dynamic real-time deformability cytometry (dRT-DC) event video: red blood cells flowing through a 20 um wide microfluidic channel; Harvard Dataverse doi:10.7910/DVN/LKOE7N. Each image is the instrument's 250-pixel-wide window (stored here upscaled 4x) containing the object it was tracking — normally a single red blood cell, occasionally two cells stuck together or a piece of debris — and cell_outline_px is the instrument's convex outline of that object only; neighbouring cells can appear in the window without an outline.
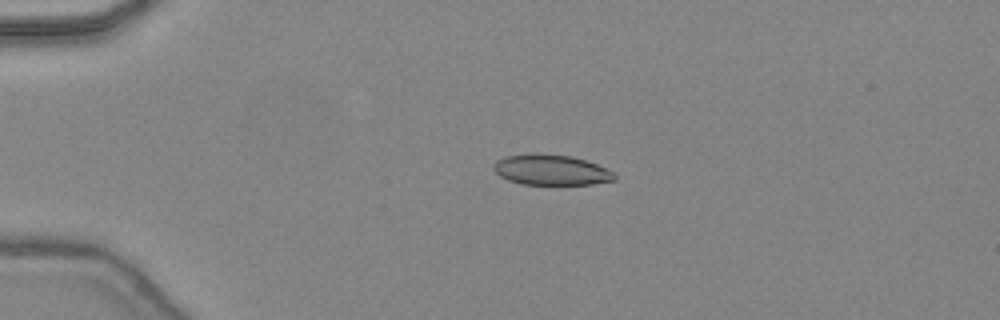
{"species": "common noctule bat (a hibernating species)", "species_latin": "Nyctalus noctula", "temperature_condition": "warm", "stored_images_in_passage": 47, "camera_frame_rate_fps": 3000, "um_per_image_px": 0.085, "animal": {"sex": "female", "body_mass_g": 24.6, "forearm_length_mm": 56.2}, "frame": {"image": 1, "passage_image": 12, "time_ms": 3.667, "image_size_px": [1000, 320], "cell_outline_px": [[616, 180], [592, 184], [520, 184], [508, 180], [500, 176], [492, 168], [492, 164], [496, 160], [504, 156], [536, 152], [540, 152], [572, 156], [596, 164], [612, 172], [616, 176]], "centroid_in_image_um": [46.78, 14.42], "position_along_channel_um": 38.2, "area_um2": 21.68}}
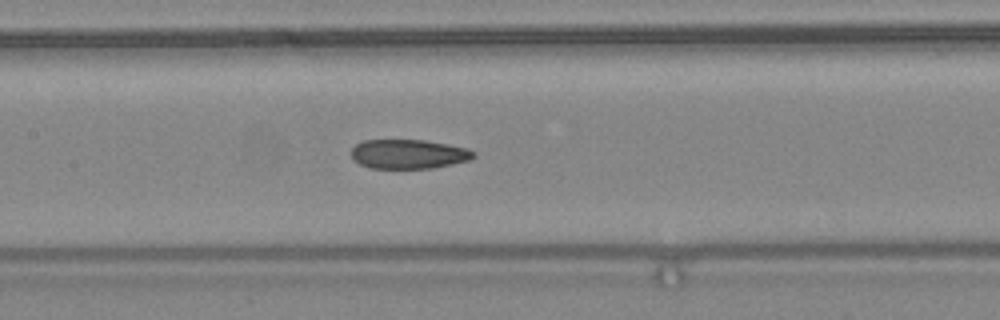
{"frame": {"image": 2, "passage_image": 24, "time_ms": 7.667, "image_size_px": [1000, 320], "cell_outline_px": [[476, 156], [468, 160], [452, 164], [432, 168], [368, 168], [352, 160], [352, 148], [356, 144], [364, 140], [424, 140], [448, 144], [468, 148], [476, 152]], "centroid_in_image_um": [34.73, 13.09], "position_along_channel_um": 172.7, "area_um2": 20.98}}
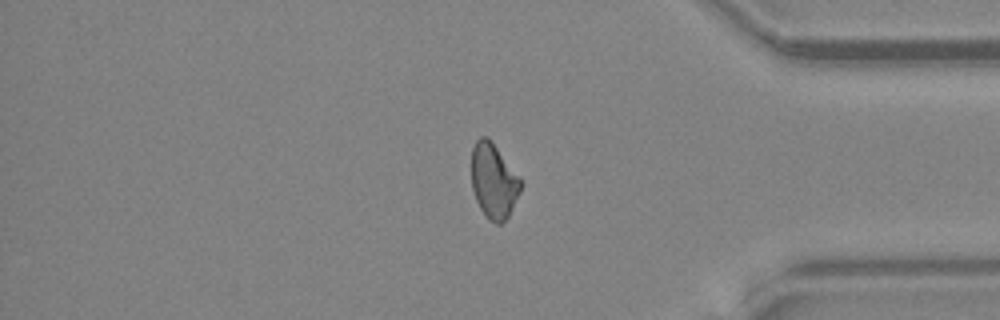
{"frame": {"image": 3, "passage_image": 40, "time_ms": 13.0, "image_size_px": [1000, 320], "cell_outline_px": [[520, 192], [508, 216], [500, 224], [496, 224], [480, 208], [476, 200], [472, 188], [472, 148], [476, 140], [480, 136], [488, 136], [492, 140], [520, 180]], "centroid_in_image_um": [41.93, 15.34], "position_along_channel_um": 393.3, "area_um2": 20.98}, "authors_computed_cell_mechanics": {"area_um2": 21.964, "velocity_mm_per_s": 4.5062, "shape_relaxation_time_tau1_ms": null, "shape_relaxation_time_tau2_ms": 2.3517, "deformation_change_tau1": null, "deformation_change_tau2": 0.0882}}